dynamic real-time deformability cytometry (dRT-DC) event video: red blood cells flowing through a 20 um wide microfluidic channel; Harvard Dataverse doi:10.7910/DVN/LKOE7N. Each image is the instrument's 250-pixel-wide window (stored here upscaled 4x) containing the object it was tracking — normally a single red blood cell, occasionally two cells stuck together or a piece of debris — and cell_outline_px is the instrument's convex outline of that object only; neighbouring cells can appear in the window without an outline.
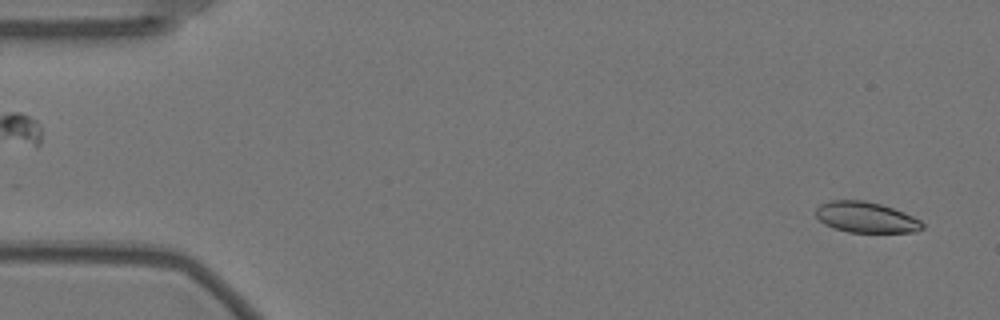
{"species": "Egyptian fruit bat (a non-hibernating species)", "species_latin": "Rousettus aegyptiacus", "temperature_condition": "warm", "stored_images_in_passage": 13, "camera_frame_rate_fps": 3000, "um_per_image_px": 0.085, "animal": {"sex": "female"}, "frame": {"image": 1, "passage_image": 2, "time_ms": 0.333, "image_size_px": [1000, 320], "cell_outline_px": [[924, 228], [916, 232], [848, 232], [824, 224], [816, 216], [816, 208], [820, 204], [828, 200], [864, 200], [880, 204], [904, 212], [920, 220], [924, 224]], "centroid_in_image_um": [73.61, 18.46], "position_along_channel_um": 11.4, "area_um2": 19.07}}
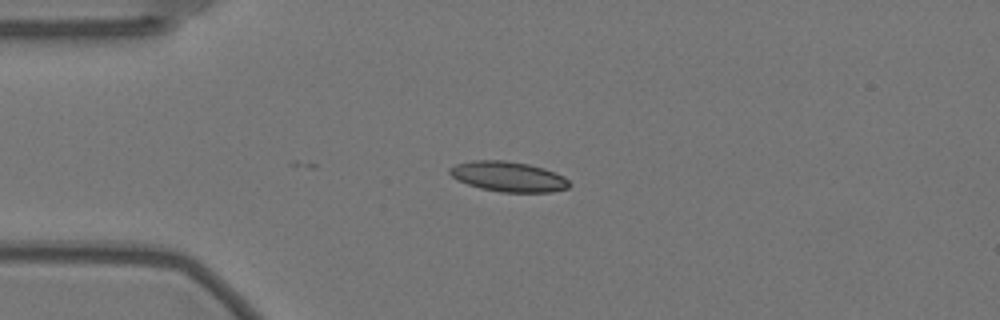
{"frame": {"image": 2, "passage_image": 13, "time_ms": 4.0, "image_size_px": [1000, 320], "cell_outline_px": [[572, 184], [568, 188], [552, 192], [500, 192], [480, 188], [456, 180], [448, 172], [448, 168], [456, 164], [472, 160], [504, 160], [528, 164], [544, 168], [556, 172], [564, 176]], "centroid_in_image_um": [43.21, 15.01], "position_along_channel_um": 41.8, "area_um2": 21.21}}